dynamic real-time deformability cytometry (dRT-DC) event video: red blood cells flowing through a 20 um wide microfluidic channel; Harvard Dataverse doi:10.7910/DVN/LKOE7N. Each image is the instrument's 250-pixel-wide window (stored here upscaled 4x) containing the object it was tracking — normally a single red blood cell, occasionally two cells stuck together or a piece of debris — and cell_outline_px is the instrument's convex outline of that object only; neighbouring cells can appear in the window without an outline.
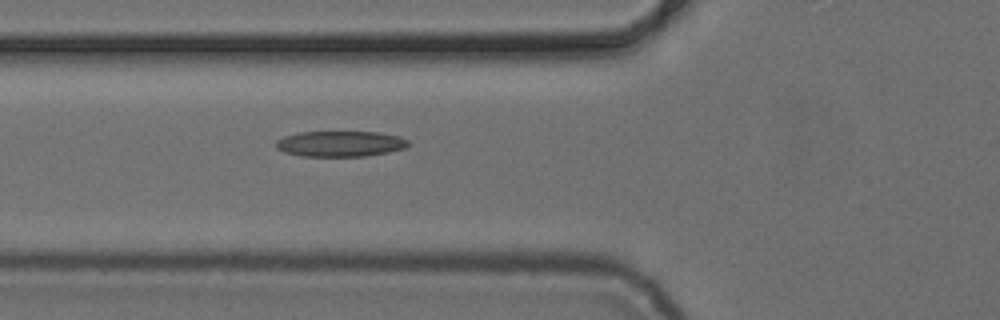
{"species": "common noctule bat (a hibernating species)", "species_latin": "Nyctalus noctula", "temperature_condition": "cold", "stored_images_in_passage": 5, "camera_frame_rate_fps": 3000, "um_per_image_px": 0.085, "animal": {"sex": "female", "body_mass_g": 24.6, "forearm_length_mm": 56.2}, "frame": {"image": 1, "passage_image": 5, "time_ms": 5.333, "image_size_px": [1000, 320], "cell_outline_px": [[408, 144], [404, 148], [388, 152], [364, 156], [300, 156], [284, 152], [276, 148], [276, 140], [284, 136], [296, 132], [380, 132], [400, 136], [408, 140]], "centroid_in_image_um": [28.89, 12.21], "position_along_channel_um": 96.9, "area_um2": 19.83}}